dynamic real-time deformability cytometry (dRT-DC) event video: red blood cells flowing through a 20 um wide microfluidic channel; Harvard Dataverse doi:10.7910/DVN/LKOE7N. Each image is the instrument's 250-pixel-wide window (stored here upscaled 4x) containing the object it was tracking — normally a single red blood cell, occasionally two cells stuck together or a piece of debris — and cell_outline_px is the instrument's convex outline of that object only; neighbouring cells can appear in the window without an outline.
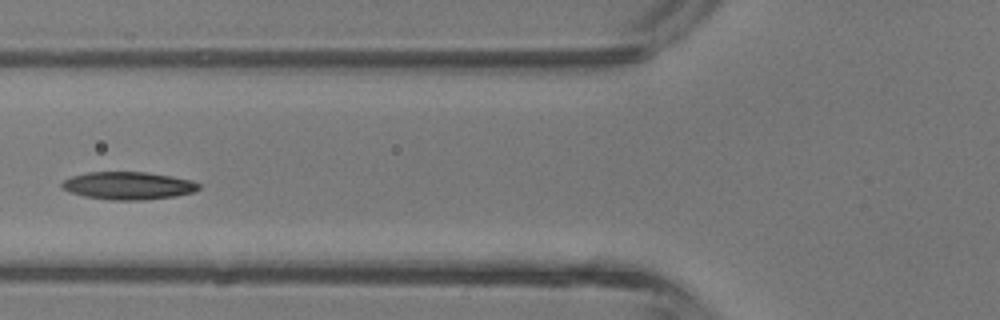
{"species": "common noctule bat (a hibernating species)", "species_latin": "Nyctalus noctula", "temperature_condition": "room temperature", "stored_images_in_passage": 5, "camera_frame_rate_fps": 3000, "um_per_image_px": 0.085, "animal": {"sex": "male", "body_mass_g": 13.3}, "frame": {"image": 1, "passage_image": 5, "time_ms": 5.333, "image_size_px": [1000, 320], "cell_outline_px": [[200, 188], [192, 192], [176, 196], [144, 200], [112, 200], [84, 196], [68, 192], [60, 188], [60, 184], [64, 180], [72, 176], [88, 172], [148, 172], [172, 176], [192, 180], [200, 184]], "centroid_in_image_um": [10.88, 15.78], "position_along_channel_um": 114.9, "area_um2": 22.25}}